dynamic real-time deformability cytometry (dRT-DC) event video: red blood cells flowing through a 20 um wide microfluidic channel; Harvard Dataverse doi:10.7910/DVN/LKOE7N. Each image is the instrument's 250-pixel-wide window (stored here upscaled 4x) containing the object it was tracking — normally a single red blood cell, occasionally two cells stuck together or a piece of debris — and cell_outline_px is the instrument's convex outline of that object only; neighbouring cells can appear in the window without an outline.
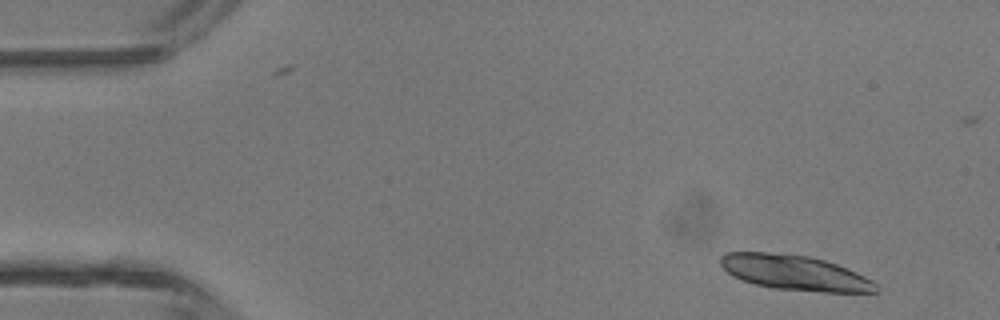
{"species": "common noctule bat (a hibernating species)", "species_latin": "Nyctalus noctula", "temperature_condition": "room temperature", "stored_images_in_passage": 5, "segment_of_instrument_passage": [1, 2], "camera_frame_rate_fps": 3000, "um_per_image_px": 0.085, "animal": {"sex": "male", "body_mass_g": 13.3}, "frame": {"image": 1, "passage_image": 1, "time_ms": 0.0, "image_size_px": [1000, 320], "cell_outline_px": [[880, 292], [824, 292], [772, 288], [756, 284], [732, 276], [720, 264], [720, 256], [724, 252], [768, 252], [808, 256], [824, 260], [848, 268], [872, 280], [876, 284]], "centroid_in_image_um": [67.56, 23.18], "position_along_channel_um": 17.4, "area_um2": 31.67}}